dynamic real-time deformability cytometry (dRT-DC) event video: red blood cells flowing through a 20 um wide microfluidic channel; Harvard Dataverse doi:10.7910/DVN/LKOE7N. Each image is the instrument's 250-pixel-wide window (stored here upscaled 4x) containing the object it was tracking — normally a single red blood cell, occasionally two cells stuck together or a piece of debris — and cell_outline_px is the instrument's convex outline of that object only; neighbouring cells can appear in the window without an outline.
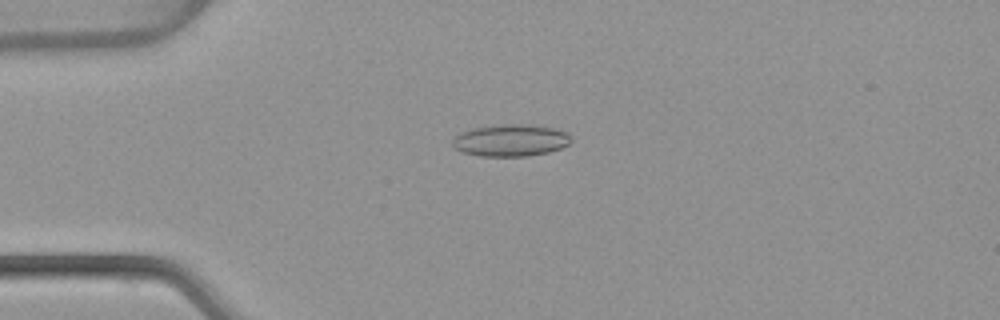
{"species": "common noctule bat (a hibernating species)", "species_latin": "Nyctalus noctula", "temperature_condition": "warm", "stored_images_in_passage": 46, "camera_frame_rate_fps": 3000, "um_per_image_px": 0.085, "animal": {"sex": "female", "body_mass_g": 22.7, "forearm_length_mm": 54.2}, "frame": {"image": 1, "passage_image": 7, "time_ms": 2.0, "image_size_px": [1000, 320], "cell_outline_px": [[572, 140], [568, 144], [560, 148], [548, 152], [528, 156], [480, 156], [464, 152], [456, 148], [452, 144], [452, 140], [460, 132], [472, 128], [500, 124], [532, 124], [552, 128], [568, 132], [572, 136]], "centroid_in_image_um": [43.43, 11.91], "position_along_channel_um": 41.6, "area_um2": 22.2}}
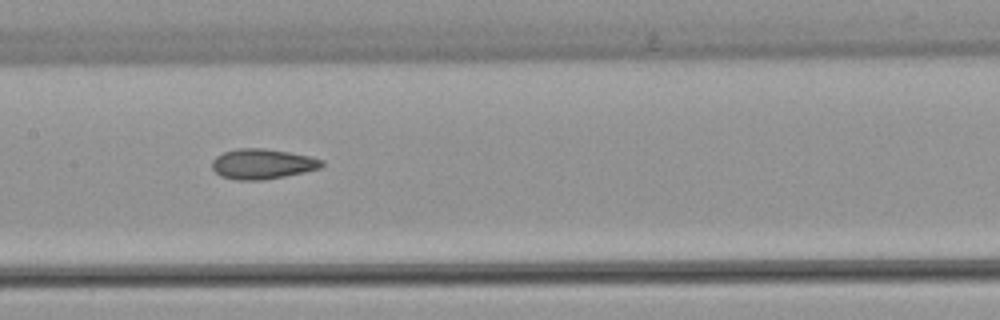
{"frame": {"image": 2, "passage_image": 20, "time_ms": 6.333, "image_size_px": [1000, 320], "cell_outline_px": [[324, 164], [320, 168], [304, 172], [284, 176], [260, 180], [236, 180], [220, 176], [212, 168], [212, 160], [216, 156], [224, 152], [236, 148], [264, 148], [288, 152], [308, 156], [324, 160]], "centroid_in_image_um": [22.28, 13.93], "position_along_channel_um": 185.1, "area_um2": 19.25}}
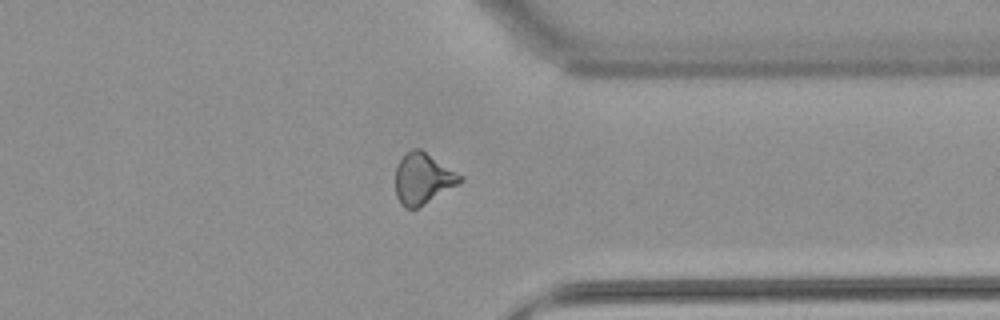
{"frame": {"image": 3, "passage_image": 35, "time_ms": 11.333, "image_size_px": [1000, 320], "cell_outline_px": [[464, 180], [460, 184], [424, 204], [416, 208], [404, 208], [400, 204], [396, 196], [396, 164], [412, 148], [420, 148], [464, 176]], "centroid_in_image_um": [35.97, 15.18], "position_along_channel_um": 375.4, "area_um2": 19.31}, "authors_computed_cell_mechanics": {"area_um2": 19.2474, "velocity_mm_per_s": 3.8914, "shape_relaxation_time_tau1_ms": null, "shape_relaxation_time_tau2_ms": 2.6065, "deformation_change_tau1": null, "deformation_change_tau2": 0.0949}}